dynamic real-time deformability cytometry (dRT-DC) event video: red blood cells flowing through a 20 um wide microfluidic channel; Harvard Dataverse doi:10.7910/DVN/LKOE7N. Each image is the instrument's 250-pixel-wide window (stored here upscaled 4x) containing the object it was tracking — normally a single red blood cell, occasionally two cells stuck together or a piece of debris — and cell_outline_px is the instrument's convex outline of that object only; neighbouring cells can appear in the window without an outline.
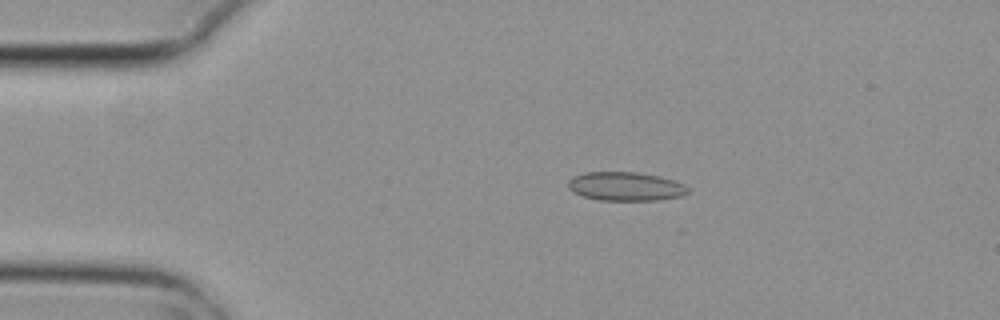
{"species": "common noctule bat (a hibernating species)", "species_latin": "Nyctalus noctula", "temperature_condition": "cold", "stored_images_in_passage": 8, "camera_frame_rate_fps": 3000, "um_per_image_px": 0.085, "animal": {"sex": "female", "body_mass_g": 29.2, "forearm_length_mm": 56.3}, "frame": {"image": 1, "passage_image": 3, "time_ms": 0.667, "image_size_px": [1000, 320], "cell_outline_px": [[688, 192], [680, 196], [660, 200], [600, 200], [584, 196], [572, 192], [568, 188], [568, 180], [572, 176], [584, 172], [636, 172], [660, 176], [684, 184], [688, 188]], "centroid_in_image_um": [53.14, 15.84], "position_along_channel_um": 31.9, "area_um2": 20.11}}
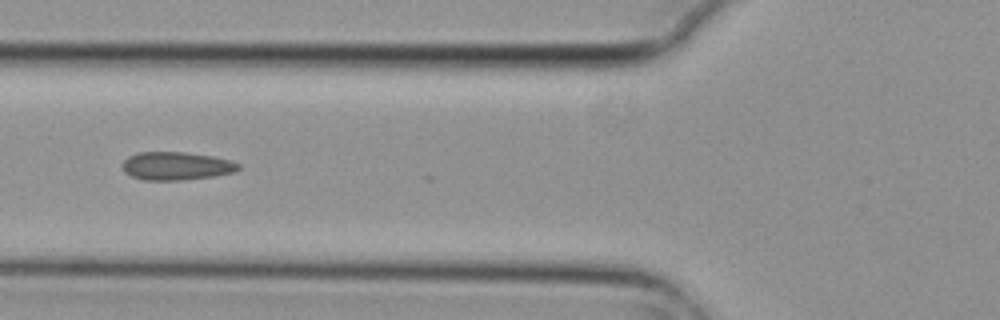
{"frame": {"image": 2, "passage_image": 6, "time_ms": 1.667, "image_size_px": [1000, 320], "cell_outline_px": [[240, 168], [236, 172], [216, 176], [180, 180], [144, 180], [132, 176], [124, 172], [120, 164], [128, 156], [136, 152], [184, 152], [212, 156], [228, 160], [240, 164]], "centroid_in_image_um": [14.96, 14.11], "position_along_channel_um": 110.8, "area_um2": 19.19}}
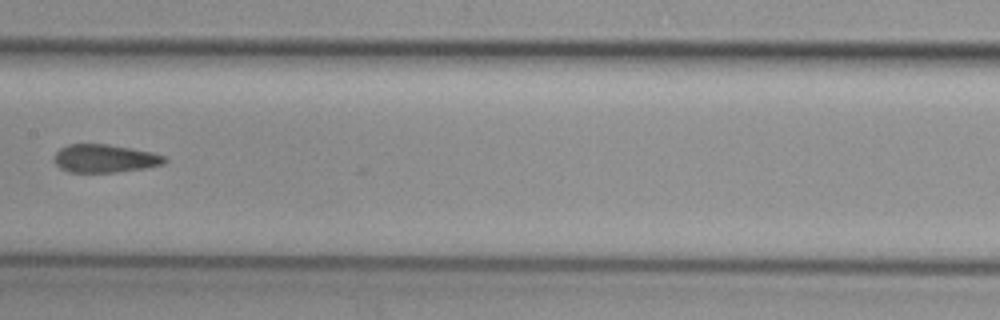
{"frame": {"image": 3, "passage_image": 8, "time_ms": 2.333, "image_size_px": [1000, 320], "cell_outline_px": [[168, 160], [164, 164], [144, 168], [116, 172], [68, 172], [60, 168], [56, 164], [56, 152], [60, 148], [68, 144], [108, 144], [152, 152], [164, 156]], "centroid_in_image_um": [8.92, 13.47], "position_along_channel_um": 198.5, "area_um2": 17.98}}